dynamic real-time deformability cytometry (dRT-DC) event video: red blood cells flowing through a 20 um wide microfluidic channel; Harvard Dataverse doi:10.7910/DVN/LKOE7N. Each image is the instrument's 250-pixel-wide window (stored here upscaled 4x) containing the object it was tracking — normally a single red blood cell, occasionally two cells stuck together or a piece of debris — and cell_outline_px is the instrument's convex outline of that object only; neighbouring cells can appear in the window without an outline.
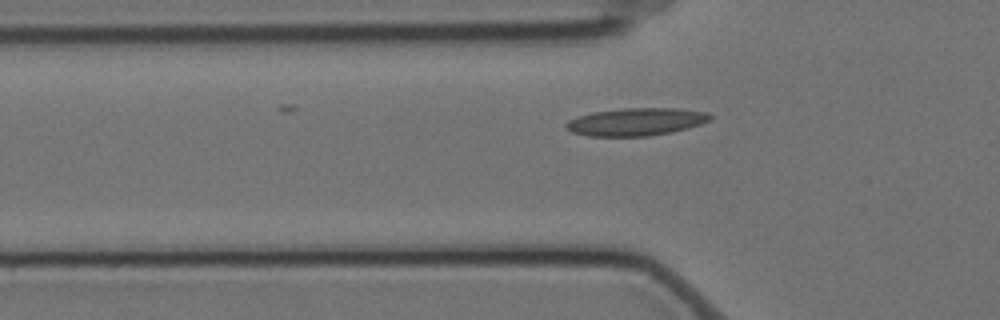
{"species": "Egyptian fruit bat (a non-hibernating species)", "species_latin": "Rousettus aegyptiacus", "temperature_condition": "cold", "stored_images_in_passage": 36, "camera_frame_rate_fps": 3000, "um_per_image_px": 0.085, "animal": {"sex": "female"}, "frame": {"image": 1, "passage_image": 2, "time_ms": 0.333, "image_size_px": [1000, 320], "cell_outline_px": [[712, 116], [708, 120], [700, 124], [688, 128], [672, 132], [648, 136], [588, 136], [572, 132], [564, 124], [568, 120], [576, 116], [592, 112], [624, 108], [680, 108], [708, 112]], "centroid_in_image_um": [54.06, 10.34], "position_along_channel_um": 71.7, "area_um2": 23.29}}
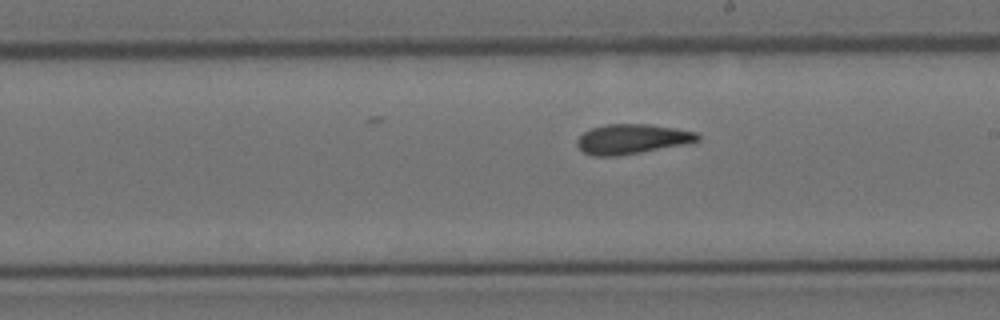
{"frame": {"image": 2, "passage_image": 16, "time_ms": 5.0, "image_size_px": [1000, 320], "cell_outline_px": [[700, 140], [684, 144], [620, 156], [592, 156], [584, 152], [576, 144], [576, 140], [584, 132], [592, 128], [604, 124], [648, 124], [676, 128], [696, 132], [700, 136]], "centroid_in_image_um": [53.7, 11.82], "position_along_channel_um": 235.3, "area_um2": 20.92}}
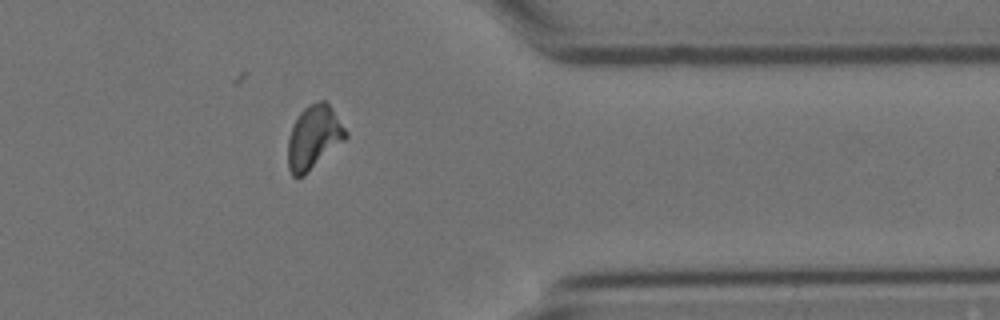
{"frame": {"image": 3, "passage_image": 30, "time_ms": 9.667, "image_size_px": [1000, 320], "cell_outline_px": [[348, 136], [344, 140], [304, 176], [292, 176], [288, 168], [288, 140], [292, 128], [300, 112], [308, 104], [320, 100], [324, 100], [332, 108], [348, 132]], "centroid_in_image_um": [26.67, 11.67], "position_along_channel_um": 384.7, "area_um2": 21.21}, "authors_computed_cell_mechanics": {"area_um2": 20.8658, "velocity_mm_per_s": 3.4874, "shape_relaxation_time_tau1_ms": 9.3359, "shape_relaxation_time_tau2_ms": 2.8493, "deformation_change_tau1": 0.2055, "deformation_change_tau2": 0.0797}}